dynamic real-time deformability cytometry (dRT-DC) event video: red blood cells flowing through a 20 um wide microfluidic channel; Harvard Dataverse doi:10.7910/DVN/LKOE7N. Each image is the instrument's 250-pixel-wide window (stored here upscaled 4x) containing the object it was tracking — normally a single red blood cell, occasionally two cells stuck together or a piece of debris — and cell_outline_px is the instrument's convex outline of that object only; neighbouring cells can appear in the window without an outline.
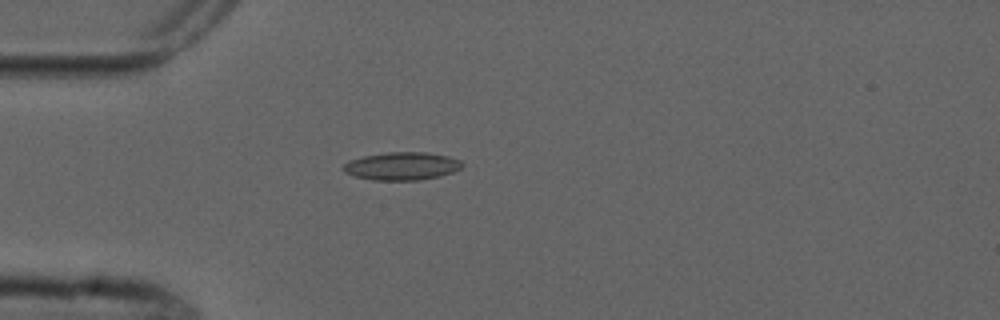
{"species": "common noctule bat (a hibernating species)", "species_latin": "Nyctalus noctula", "temperature_condition": "cold", "stored_images_in_passage": 2, "camera_frame_rate_fps": 3000, "um_per_image_px": 0.085, "animal": {"sex": "male", "forearm_length_mm": 52.5}, "frame": {"image": 1, "passage_image": 1, "time_ms": 0.0, "image_size_px": [1000, 320], "cell_outline_px": [[464, 164], [460, 168], [452, 172], [440, 176], [420, 180], [372, 180], [356, 176], [344, 172], [340, 168], [344, 164], [352, 160], [364, 156], [388, 152], [424, 152], [448, 156], [460, 160]], "centroid_in_image_um": [34.16, 14.12], "position_along_channel_um": 50.8, "area_um2": 19.25}}